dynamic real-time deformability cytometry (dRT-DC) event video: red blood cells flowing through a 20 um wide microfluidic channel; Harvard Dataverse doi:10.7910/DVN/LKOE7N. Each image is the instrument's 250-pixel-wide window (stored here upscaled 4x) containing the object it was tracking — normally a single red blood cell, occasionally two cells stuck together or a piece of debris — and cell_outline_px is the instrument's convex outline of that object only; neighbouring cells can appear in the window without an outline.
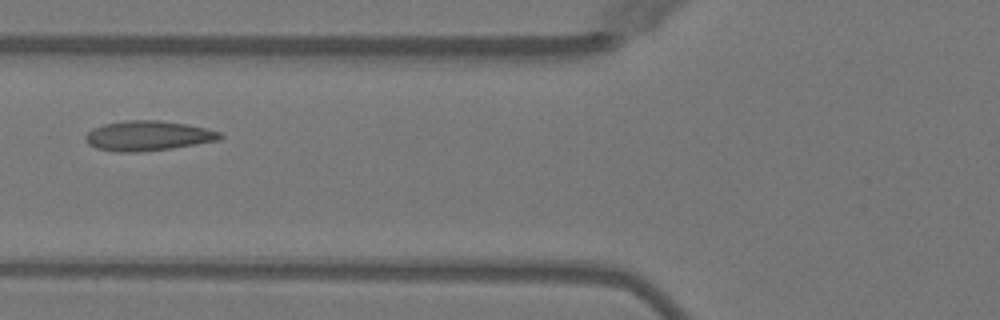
{"species": "Egyptian fruit bat (a non-hibernating species)", "species_latin": "Rousettus aegyptiacus", "temperature_condition": "warm", "stored_images_in_passage": 6, "camera_frame_rate_fps": 3000, "um_per_image_px": 0.085, "animal": {"sex": "female"}, "frame": {"image": 1, "passage_image": 5, "time_ms": 5.0, "image_size_px": [1000, 320], "cell_outline_px": [[224, 136], [220, 140], [172, 148], [140, 152], [116, 152], [96, 148], [88, 144], [84, 136], [92, 128], [104, 124], [128, 120], [160, 120], [184, 124], [204, 128], [220, 132]], "centroid_in_image_um": [12.56, 11.55], "position_along_channel_um": 113.2, "area_um2": 23.41}}
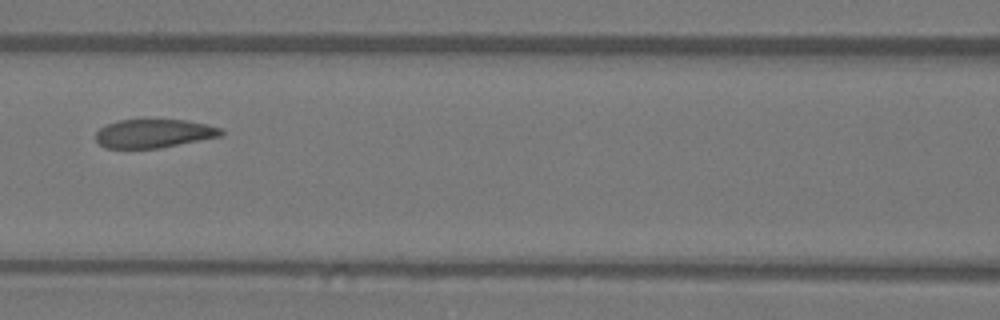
{"frame": {"image": 2, "passage_image": 6, "time_ms": 6.0, "image_size_px": [1000, 320], "cell_outline_px": [[224, 136], [160, 148], [104, 148], [96, 140], [96, 132], [100, 128], [116, 120], [188, 120], [208, 124], [220, 128], [224, 132]], "centroid_in_image_um": [13.12, 11.35], "position_along_channel_um": 153.5, "area_um2": 21.04}}